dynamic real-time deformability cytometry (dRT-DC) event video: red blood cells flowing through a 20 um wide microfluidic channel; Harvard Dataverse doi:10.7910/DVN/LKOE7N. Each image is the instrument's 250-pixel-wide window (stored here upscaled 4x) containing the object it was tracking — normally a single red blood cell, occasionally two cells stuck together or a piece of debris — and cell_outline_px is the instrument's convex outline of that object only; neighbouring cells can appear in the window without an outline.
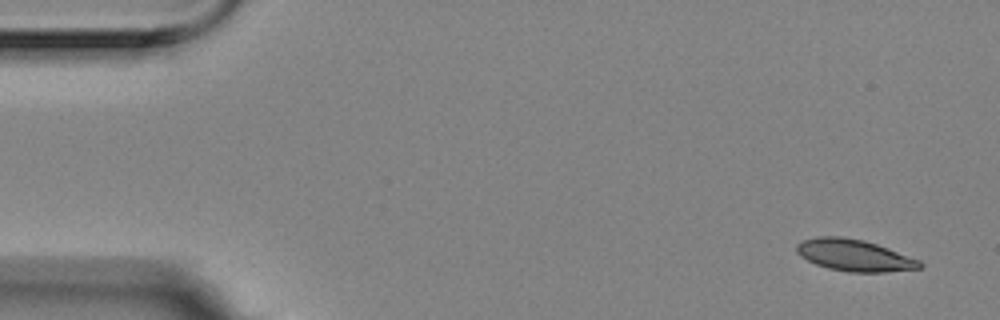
{"species": "Egyptian fruit bat (a non-hibernating species)", "species_latin": "Rousettus aegyptiacus", "temperature_condition": "room temperature", "stored_images_in_passage": 4, "camera_frame_rate_fps": 3000, "um_per_image_px": 0.085, "animal": {"sex": "female"}, "frame": {"image": 1, "passage_image": 1, "time_ms": 0.0, "image_size_px": [1000, 320], "cell_outline_px": [[924, 264], [920, 268], [884, 272], [848, 272], [828, 268], [816, 264], [800, 256], [796, 252], [796, 244], [800, 240], [816, 236], [840, 236], [864, 240], [888, 248], [920, 260]], "centroid_in_image_um": [72.58, 21.69], "position_along_channel_um": 12.4, "area_um2": 22.83}}